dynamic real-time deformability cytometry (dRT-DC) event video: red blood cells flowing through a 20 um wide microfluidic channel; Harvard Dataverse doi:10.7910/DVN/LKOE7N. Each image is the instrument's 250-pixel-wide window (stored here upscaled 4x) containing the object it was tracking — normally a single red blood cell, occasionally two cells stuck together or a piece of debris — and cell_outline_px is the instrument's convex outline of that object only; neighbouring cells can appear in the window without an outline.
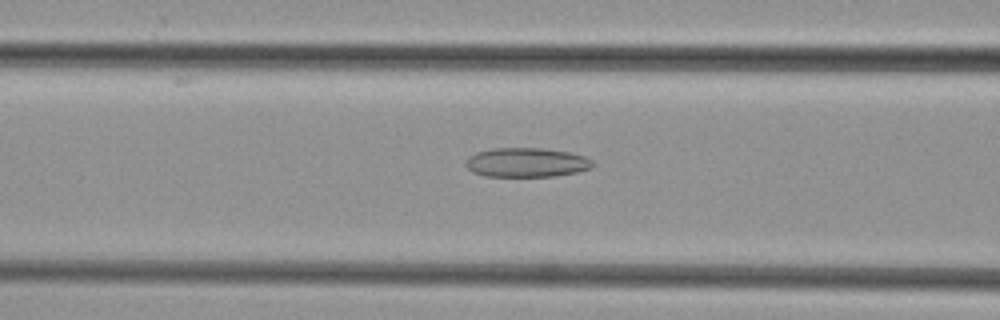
{"species": "common noctule bat (a hibernating species)", "species_latin": "Nyctalus noctula", "temperature_condition": "cold", "stored_images_in_passage": 42, "camera_frame_rate_fps": 3000, "um_per_image_px": 0.085, "animal": {"sex": "female", "body_mass_g": 29.2, "forearm_length_mm": 56.3}, "frame": {"image": 1, "passage_image": 20, "time_ms": 6.333, "image_size_px": [1000, 320], "cell_outline_px": [[596, 164], [592, 168], [576, 172], [556, 176], [484, 176], [472, 172], [464, 164], [464, 160], [468, 156], [476, 152], [492, 148], [540, 148], [568, 152], [584, 156], [592, 160]], "centroid_in_image_um": [44.73, 13.81], "position_along_channel_um": 121.9, "area_um2": 21.85}}
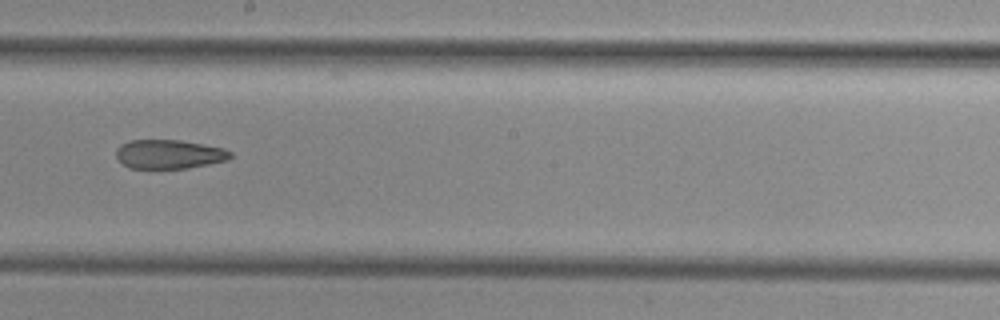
{"frame": {"image": 2, "passage_image": 28, "time_ms": 9.0, "image_size_px": [1000, 320], "cell_outline_px": [[232, 156], [228, 160], [188, 168], [128, 168], [116, 156], [116, 148], [120, 144], [128, 140], [180, 140], [224, 148], [232, 152]], "centroid_in_image_um": [14.37, 13.1], "position_along_channel_um": 233.8, "area_um2": 19.36}}
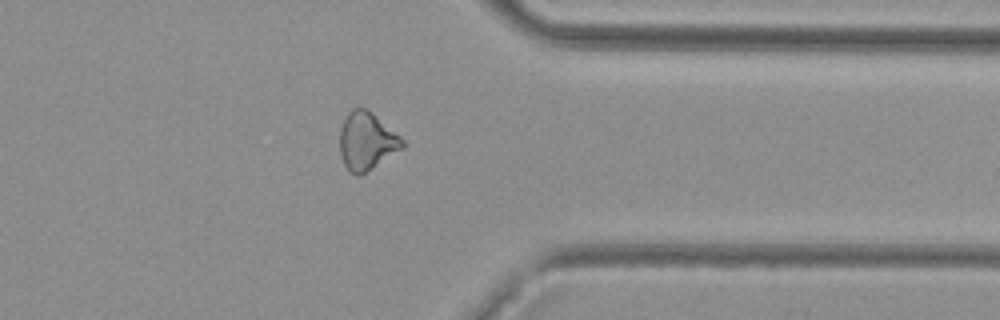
{"frame": {"image": 3, "passage_image": 39, "time_ms": 12.667, "image_size_px": [1000, 320], "cell_outline_px": [[404, 148], [360, 176], [356, 176], [348, 172], [344, 164], [340, 152], [340, 128], [348, 112], [352, 108], [364, 108], [372, 112], [400, 136], [404, 140]], "centroid_in_image_um": [31.16, 12.02], "position_along_channel_um": 380.2, "area_um2": 21.15}}